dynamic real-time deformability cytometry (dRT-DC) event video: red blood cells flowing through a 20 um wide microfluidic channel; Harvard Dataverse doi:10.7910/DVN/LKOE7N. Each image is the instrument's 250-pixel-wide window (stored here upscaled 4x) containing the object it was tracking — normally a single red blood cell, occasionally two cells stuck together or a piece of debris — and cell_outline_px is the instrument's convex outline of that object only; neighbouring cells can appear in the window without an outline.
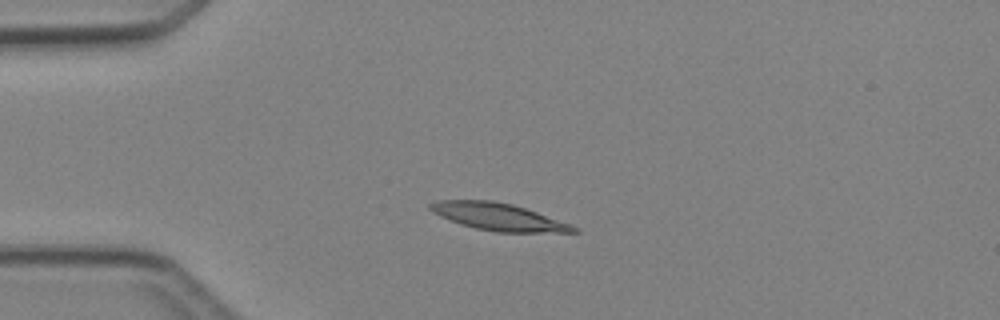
{"species": "Egyptian fruit bat (a non-hibernating species)", "species_latin": "Rousettus aegyptiacus", "temperature_condition": "cold", "stored_images_in_passage": 4, "camera_frame_rate_fps": 3000, "um_per_image_px": 0.085, "animal": {"sex": "female"}, "frame": {"image": 1, "passage_image": 2, "time_ms": 2.0, "image_size_px": [1000, 320], "cell_outline_px": [[580, 232], [496, 232], [476, 228], [460, 224], [440, 216], [432, 212], [428, 208], [428, 204], [436, 200], [492, 200], [512, 204], [536, 212], [580, 228]], "centroid_in_image_um": [42.32, 18.42], "position_along_channel_um": 42.7, "area_um2": 22.6}}
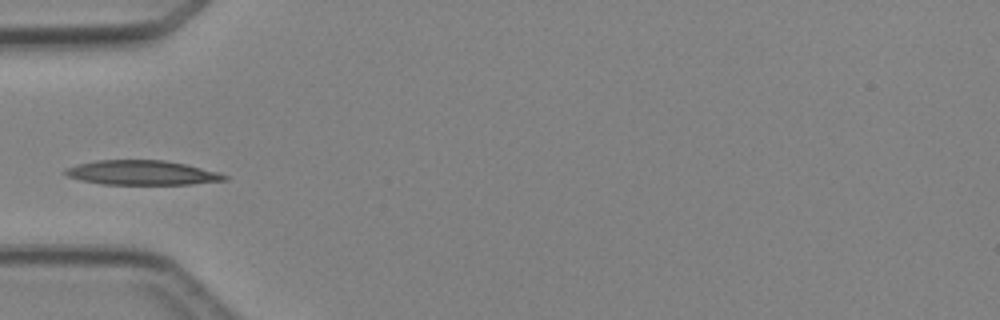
{"frame": {"image": 2, "passage_image": 3, "time_ms": 3.333, "image_size_px": [1000, 320], "cell_outline_px": [[228, 180], [192, 184], [104, 184], [80, 180], [68, 176], [60, 172], [64, 168], [76, 164], [96, 160], [164, 160], [184, 164], [216, 172], [228, 176]], "centroid_in_image_um": [11.99, 14.68], "position_along_channel_um": 73.0, "area_um2": 22.72}}
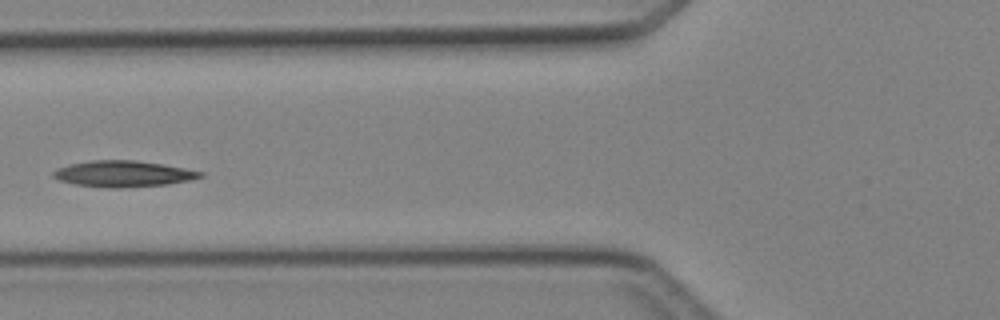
{"frame": {"image": 3, "passage_image": 4, "time_ms": 4.333, "image_size_px": [1000, 320], "cell_outline_px": [[204, 176], [192, 180], [168, 184], [120, 188], [108, 188], [76, 184], [60, 180], [52, 176], [52, 172], [56, 168], [68, 164], [92, 160], [136, 160], [184, 168], [204, 172]], "centroid_in_image_um": [10.47, 14.77], "position_along_channel_um": 115.3, "area_um2": 22.43}}